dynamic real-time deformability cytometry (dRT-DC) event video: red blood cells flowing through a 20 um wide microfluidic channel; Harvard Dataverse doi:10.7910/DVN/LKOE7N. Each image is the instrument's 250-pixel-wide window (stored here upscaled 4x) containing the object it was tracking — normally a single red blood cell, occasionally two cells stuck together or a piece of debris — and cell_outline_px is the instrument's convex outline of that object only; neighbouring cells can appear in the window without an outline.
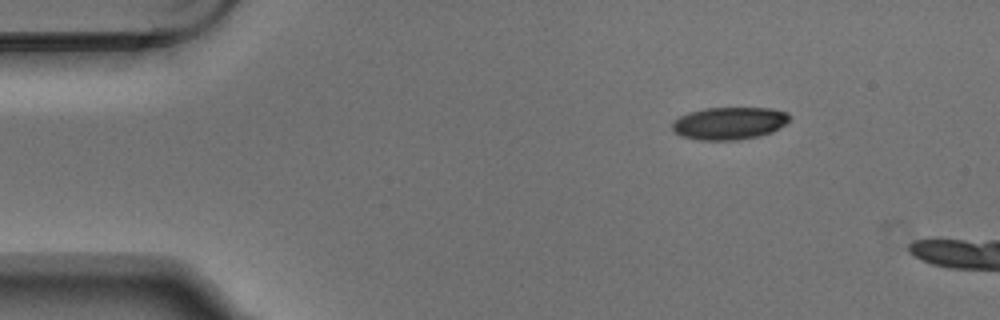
{"species": "Egyptian fruit bat (a non-hibernating species)", "species_latin": "Rousettus aegyptiacus", "temperature_condition": "warm", "stored_images_in_passage": 3, "camera_frame_rate_fps": 3000, "um_per_image_px": 0.085, "animal": {"sex": "male"}, "frame": {"image": 1, "passage_image": 1, "time_ms": 0.0, "image_size_px": [1000, 320], "cell_outline_px": [[788, 120], [784, 124], [772, 132], [760, 136], [736, 140], [700, 140], [680, 136], [672, 128], [672, 120], [688, 112], [708, 108], [772, 108], [788, 112]], "centroid_in_image_um": [61.96, 10.48], "position_along_channel_um": 23.0, "area_um2": 22.2}}